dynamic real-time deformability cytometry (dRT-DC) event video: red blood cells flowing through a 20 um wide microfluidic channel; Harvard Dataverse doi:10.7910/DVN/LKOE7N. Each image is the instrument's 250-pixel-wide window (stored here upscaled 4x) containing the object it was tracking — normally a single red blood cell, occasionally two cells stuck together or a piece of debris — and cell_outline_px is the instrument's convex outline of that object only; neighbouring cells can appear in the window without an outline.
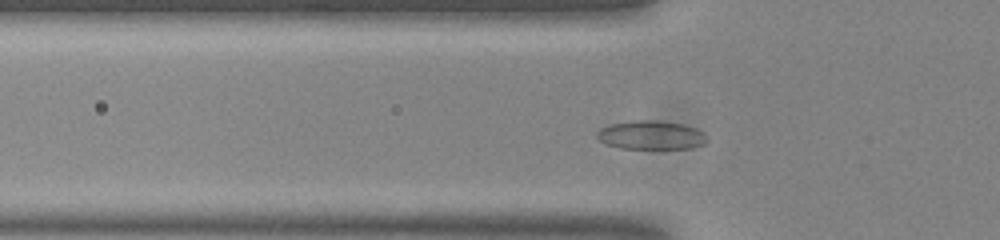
{"species": "common noctule bat (a hibernating species)", "species_latin": "Nyctalus noctula", "temperature_condition": "room temperature", "stored_images_in_passage": 47, "camera_frame_rate_fps": 3000, "um_per_image_px": 0.085, "animal": {"sex": "male", "body_mass_g": 20.0, "forearm_length_mm": 53.3}, "frame": {"image": 1, "passage_image": 10, "time_ms": 3.0, "image_size_px": [1000, 240], "cell_outline_px": [[708, 140], [704, 144], [692, 148], [620, 148], [608, 144], [600, 140], [596, 136], [596, 132], [600, 128], [612, 124], [636, 120], [656, 120], [680, 124], [696, 128], [704, 132]], "centroid_in_image_um": [55.36, 11.48], "position_along_channel_um": 70.4, "area_um2": 18.26}}
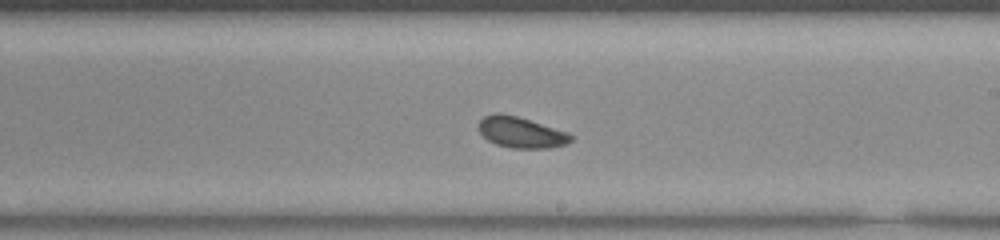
{"frame": {"image": 2, "passage_image": 24, "time_ms": 7.667, "image_size_px": [1000, 240], "cell_outline_px": [[572, 140], [568, 144], [548, 148], [512, 148], [496, 144], [488, 140], [476, 128], [476, 124], [484, 116], [496, 112], [500, 112], [516, 116], [568, 132], [572, 136]], "centroid_in_image_um": [44.25, 11.25], "position_along_channel_um": 244.7, "area_um2": 16.7}}
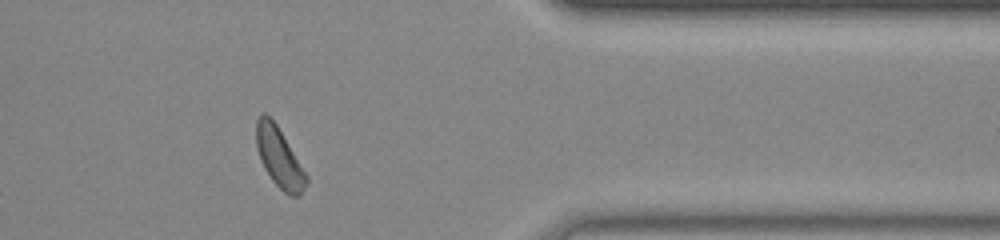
{"frame": {"image": 3, "passage_image": 37, "time_ms": 12.0, "image_size_px": [1000, 240], "cell_outline_px": [[308, 180], [300, 196], [288, 196], [272, 180], [264, 168], [260, 160], [256, 148], [256, 120], [260, 112], [264, 112], [276, 124], [308, 176]], "centroid_in_image_um": [23.71, 13.39], "position_along_channel_um": 387.7, "area_um2": 17.34}, "authors_computed_cell_mechanics": {"area_um2": 16.9932, "velocity_mm_per_s": 3.7298, "shape_relaxation_time_tau1_ms": 6.4139, "shape_relaxation_time_tau2_ms": 5.1048, "deformation_change_tau1": 0.0902, "deformation_change_tau2": 0.0735}}